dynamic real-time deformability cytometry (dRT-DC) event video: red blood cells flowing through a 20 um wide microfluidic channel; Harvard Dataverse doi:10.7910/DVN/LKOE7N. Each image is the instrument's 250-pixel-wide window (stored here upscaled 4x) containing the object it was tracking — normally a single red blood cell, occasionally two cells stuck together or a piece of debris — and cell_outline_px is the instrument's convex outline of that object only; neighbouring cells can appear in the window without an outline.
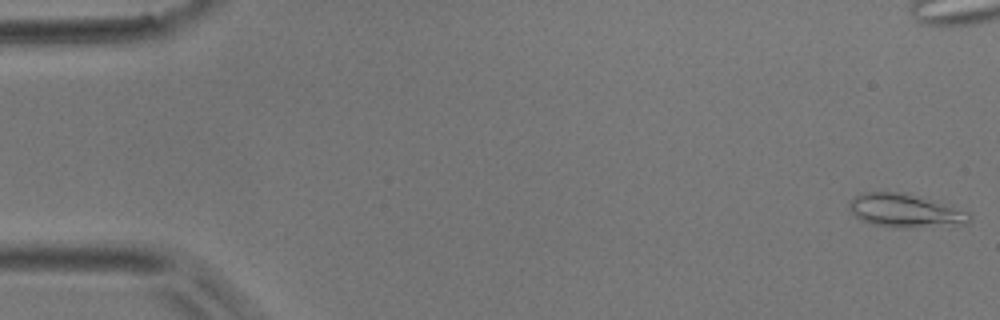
{"species": "common noctule bat (a hibernating species)", "species_latin": "Nyctalus noctula", "temperature_condition": "room temperature", "stored_images_in_passage": 51, "camera_frame_rate_fps": 3000, "um_per_image_px": 0.085, "animal": {"sex": "male", "body_mass_g": 17.9}, "frame": {"image": 1, "passage_image": 1, "time_ms": 0.0, "image_size_px": [1000, 320], "cell_outline_px": [[972, 220], [968, 224], [908, 228], [892, 228], [872, 224], [860, 220], [848, 208], [848, 200], [864, 192], [900, 192], [968, 212], [972, 216]], "centroid_in_image_um": [76.88, 17.94], "position_along_channel_um": 8.1, "area_um2": 23.18}}
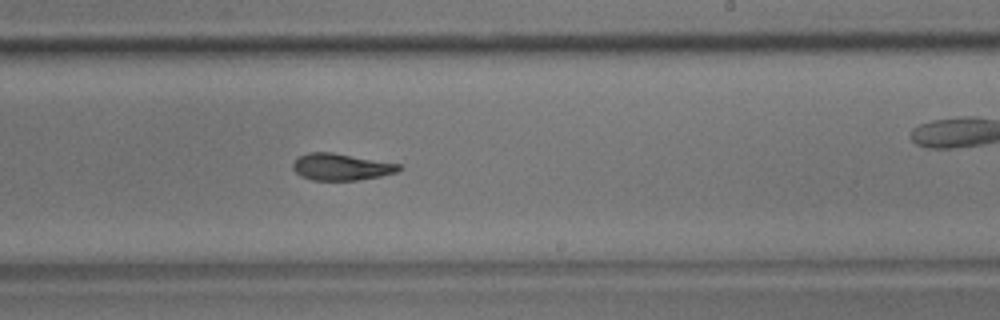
{"frame": {"image": 2, "passage_image": 30, "time_ms": 9.667, "image_size_px": [1000, 320], "cell_outline_px": [[404, 168], [396, 172], [380, 176], [356, 180], [312, 180], [296, 172], [292, 168], [292, 164], [300, 156], [308, 152], [332, 152], [400, 164]], "centroid_in_image_um": [29.02, 14.18], "position_along_channel_um": 260.0, "area_um2": 16.36}}
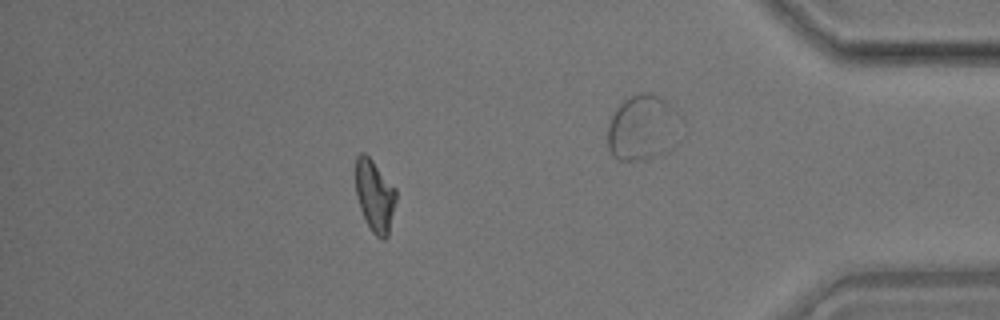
{"frame": {"image": 3, "passage_image": 44, "time_ms": 14.333, "image_size_px": [1000, 320], "cell_outline_px": [[396, 200], [388, 236], [384, 240], [376, 236], [372, 232], [364, 220], [356, 196], [356, 156], [360, 152], [364, 152], [372, 160], [396, 188]], "centroid_in_image_um": [31.85, 16.65], "position_along_channel_um": 403.4, "area_um2": 17.05}, "authors_computed_cell_mechanics": {"area_um2": 17.4556, "velocity_mm_per_s": 4.0036, "shape_relaxation_time_tau1_ms": 6.5825, "shape_relaxation_time_tau2_ms": 3.4825, "deformation_change_tau1": 0.176, "deformation_change_tau2": 0.1062}}